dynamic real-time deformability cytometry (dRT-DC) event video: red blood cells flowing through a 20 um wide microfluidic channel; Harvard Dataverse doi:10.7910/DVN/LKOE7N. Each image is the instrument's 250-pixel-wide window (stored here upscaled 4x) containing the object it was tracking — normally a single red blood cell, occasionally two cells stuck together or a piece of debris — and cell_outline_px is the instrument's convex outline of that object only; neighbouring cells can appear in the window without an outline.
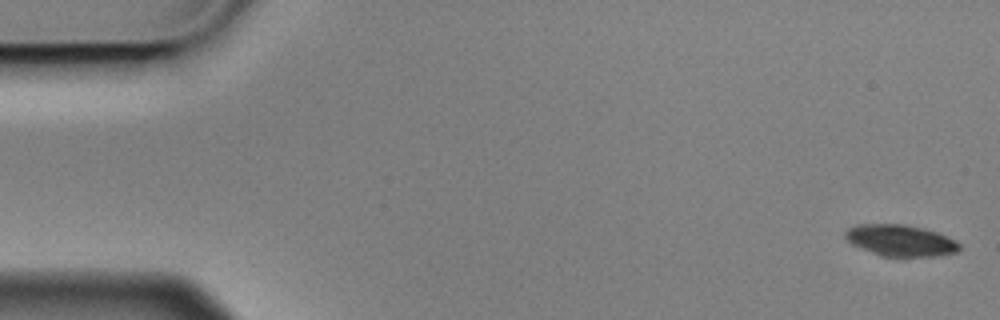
{"species": "Egyptian fruit bat (a non-hibernating species)", "species_latin": "Rousettus aegyptiacus", "temperature_condition": "cold", "stored_images_in_passage": 5, "camera_frame_rate_fps": 3000, "um_per_image_px": 0.085, "animal": {"sex": "male"}, "frame": {"image": 1, "passage_image": 1, "time_ms": 0.0, "image_size_px": [1000, 320], "cell_outline_px": [[960, 248], [956, 252], [940, 256], [880, 256], [860, 248], [852, 244], [844, 236], [844, 232], [848, 228], [856, 224], [908, 224], [924, 228], [936, 232], [956, 240], [960, 244]], "centroid_in_image_um": [76.53, 20.43], "position_along_channel_um": 8.5, "area_um2": 21.04}}